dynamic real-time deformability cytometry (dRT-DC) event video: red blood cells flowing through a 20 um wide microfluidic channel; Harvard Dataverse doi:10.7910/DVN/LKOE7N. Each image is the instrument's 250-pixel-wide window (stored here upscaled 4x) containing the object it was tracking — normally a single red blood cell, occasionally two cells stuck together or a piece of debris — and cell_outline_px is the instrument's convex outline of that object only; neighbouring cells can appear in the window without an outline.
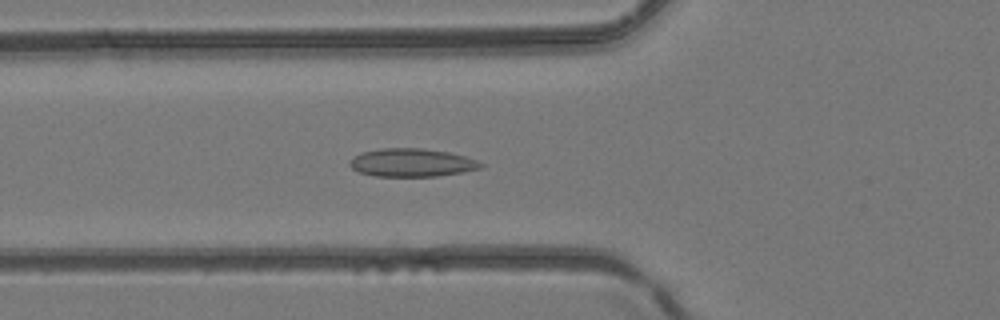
{"species": "common noctule bat (a hibernating species)", "species_latin": "Nyctalus noctula", "temperature_condition": "room temperature", "stored_images_in_passage": 42, "camera_frame_rate_fps": 3000, "um_per_image_px": 0.085, "animal": {"sex": "female", "body_mass_g": 24.6, "forearm_length_mm": 56.2}, "frame": {"image": 1, "passage_image": 13, "time_ms": 4.0, "image_size_px": [1000, 320], "cell_outline_px": [[484, 168], [464, 172], [436, 176], [376, 176], [360, 172], [352, 168], [348, 164], [352, 156], [360, 152], [384, 148], [420, 148], [448, 152], [464, 156], [476, 160], [484, 164]], "centroid_in_image_um": [35.0, 13.82], "position_along_channel_um": 90.8, "area_um2": 21.56}}
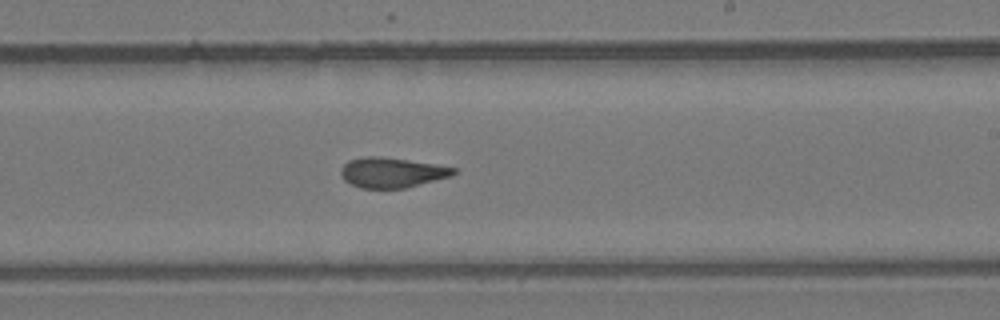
{"frame": {"image": 2, "passage_image": 24, "time_ms": 7.667, "image_size_px": [1000, 320], "cell_outline_px": [[456, 172], [452, 176], [404, 188], [360, 188], [344, 180], [340, 172], [340, 168], [348, 160], [364, 156], [380, 156], [436, 164], [456, 168]], "centroid_in_image_um": [33.29, 14.65], "position_along_channel_um": 255.7, "area_um2": 19.77}}
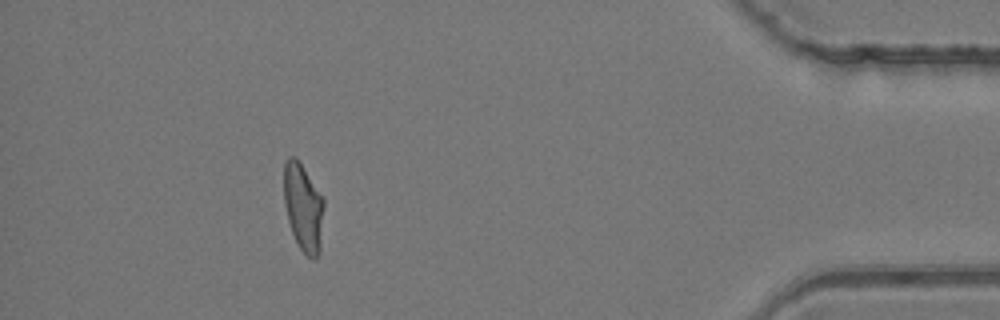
{"frame": {"image": 3, "passage_image": 38, "time_ms": 12.333, "image_size_px": [1000, 320], "cell_outline_px": [[324, 204], [320, 252], [312, 260], [300, 248], [292, 232], [288, 220], [284, 204], [284, 160], [288, 156], [296, 156], [324, 196]], "centroid_in_image_um": [25.79, 17.56], "position_along_channel_um": 409.4, "area_um2": 20.75}}